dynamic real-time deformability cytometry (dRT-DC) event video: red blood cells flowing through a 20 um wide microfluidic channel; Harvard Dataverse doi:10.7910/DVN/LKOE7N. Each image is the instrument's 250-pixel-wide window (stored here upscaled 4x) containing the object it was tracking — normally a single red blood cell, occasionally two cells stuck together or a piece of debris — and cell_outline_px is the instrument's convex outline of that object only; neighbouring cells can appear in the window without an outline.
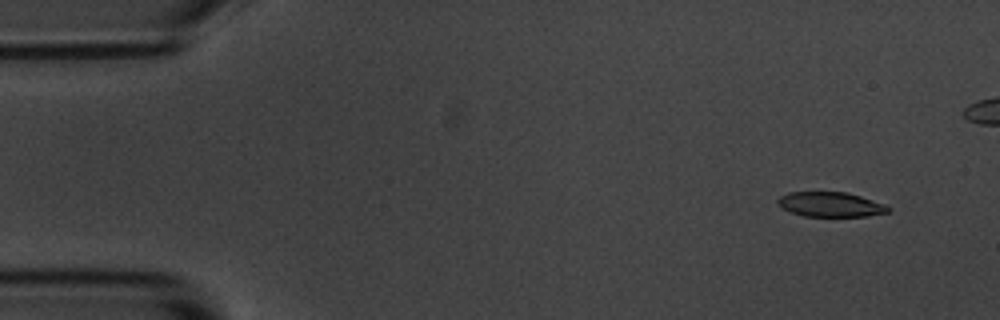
{"species": "common noctule bat (a hibernating species)", "species_latin": "Nyctalus noctula", "temperature_condition": "room temperature", "stored_images_in_passage": 8, "camera_frame_rate_fps": 3000, "um_per_image_px": 0.085, "animal": {"sex": "male", "body_mass_g": 20.1, "forearm_length_mm": 53.5}, "frame": {"image": 1, "passage_image": 1, "time_ms": 0.0, "image_size_px": [1000, 320], "cell_outline_px": [[892, 208], [888, 212], [868, 216], [804, 216], [792, 212], [776, 204], [776, 200], [780, 196], [788, 192], [848, 192], [884, 204]], "centroid_in_image_um": [70.59, 17.37], "position_along_channel_um": 14.4, "area_um2": 15.9}}
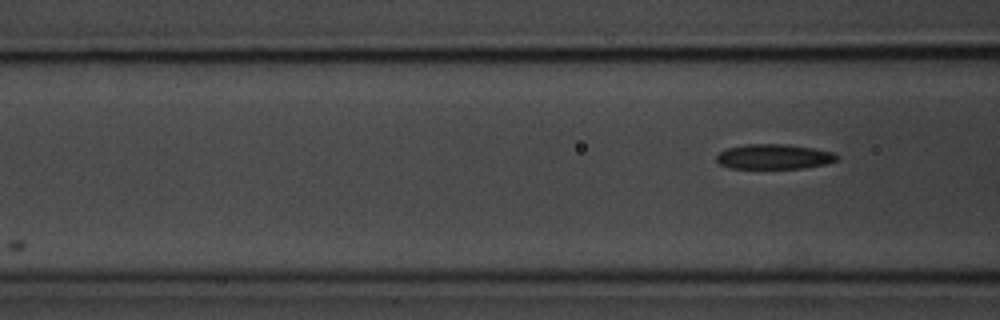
{"frame": {"image": 2, "passage_image": 8, "time_ms": 7.667, "image_size_px": [1000, 320], "cell_outline_px": [[840, 156], [836, 160], [824, 164], [804, 168], [728, 168], [720, 164], [716, 160], [716, 156], [724, 148], [744, 144], [788, 144], [812, 148], [832, 152]], "centroid_in_image_um": [65.74, 13.31], "position_along_channel_um": 100.9, "area_um2": 17.57}}